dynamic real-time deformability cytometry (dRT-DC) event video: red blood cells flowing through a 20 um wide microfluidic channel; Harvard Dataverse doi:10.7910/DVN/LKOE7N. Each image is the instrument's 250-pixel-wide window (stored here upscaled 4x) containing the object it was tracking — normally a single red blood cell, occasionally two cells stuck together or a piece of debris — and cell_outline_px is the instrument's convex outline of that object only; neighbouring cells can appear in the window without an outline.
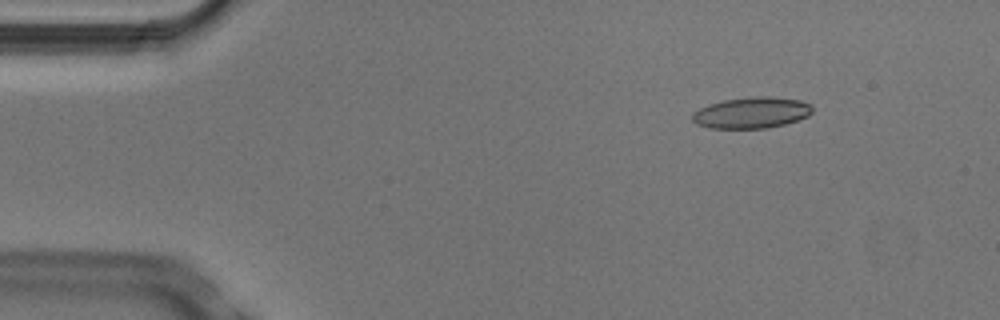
{"species": "Egyptian fruit bat (a non-hibernating species)", "species_latin": "Rousettus aegyptiacus", "temperature_condition": "cold", "stored_images_in_passage": 4, "camera_frame_rate_fps": 3000, "um_per_image_px": 0.085, "animal": {"sex": "male"}, "frame": {"image": 1, "passage_image": 2, "time_ms": 0.333, "image_size_px": [1000, 320], "cell_outline_px": [[812, 112], [808, 116], [784, 124], [764, 128], [708, 128], [696, 124], [692, 120], [692, 112], [708, 104], [724, 100], [756, 96], [768, 96], [800, 100], [812, 104]], "centroid_in_image_um": [63.86, 9.57], "position_along_channel_um": 21.1, "area_um2": 21.79}}